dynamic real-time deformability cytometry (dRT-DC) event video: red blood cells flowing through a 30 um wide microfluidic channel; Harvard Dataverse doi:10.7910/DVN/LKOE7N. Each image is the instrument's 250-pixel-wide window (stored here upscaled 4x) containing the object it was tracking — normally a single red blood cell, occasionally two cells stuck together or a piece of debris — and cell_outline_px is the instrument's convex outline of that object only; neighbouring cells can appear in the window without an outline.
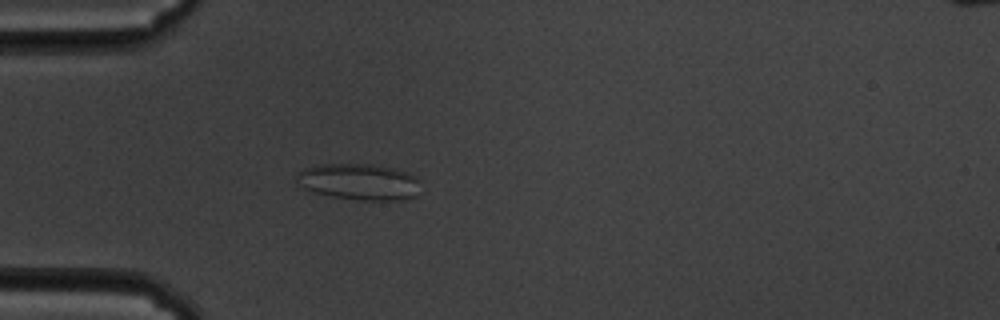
{"species": "common noctule bat (a hibernating species)", "species_latin": "Nyctalus noctula", "temperature_condition": "cold", "stored_images_in_passage": 6, "camera_frame_rate_fps": 3000, "um_per_image_px": 0.085, "animal": {"sex": "male", "body_mass_g": 19.5, "forearm_length_mm": 54.6}, "frame": {"image": 1, "passage_image": 2, "time_ms": 0.333, "image_size_px": [1000, 320], "cell_outline_px": [[416, 196], [404, 200], [360, 200], [332, 196], [316, 192], [304, 188], [296, 180], [296, 176], [304, 168], [320, 164], [372, 164], [392, 168], [408, 172], [416, 176]], "centroid_in_image_um": [30.51, 15.45], "position_along_channel_um": 54.5, "area_um2": 25.89}}